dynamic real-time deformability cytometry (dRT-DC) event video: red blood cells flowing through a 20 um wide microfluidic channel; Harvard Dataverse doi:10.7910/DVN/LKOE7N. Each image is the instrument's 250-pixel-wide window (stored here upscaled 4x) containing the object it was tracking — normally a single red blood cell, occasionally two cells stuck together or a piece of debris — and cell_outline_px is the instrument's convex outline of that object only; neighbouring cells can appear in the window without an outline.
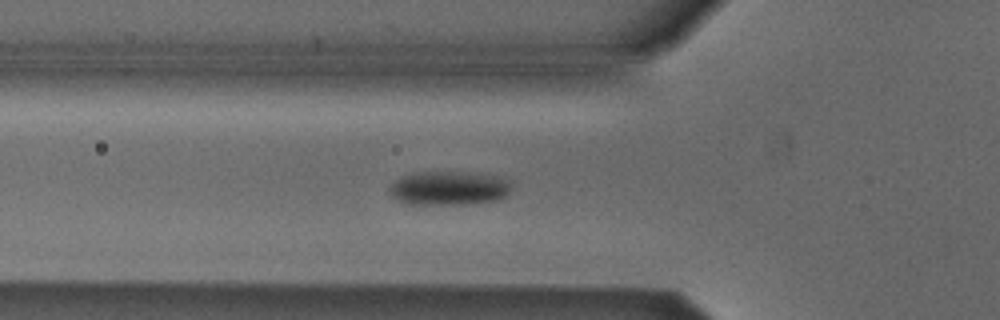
{"species": "Egyptian fruit bat (a non-hibernating species)", "species_latin": "Rousettus aegyptiacus", "temperature_condition": "cold", "stored_images_in_passage": 43, "segment_of_instrument_passage": [1, 2], "camera_frame_rate_fps": 3000, "um_per_image_px": 0.085, "animal": {"sex": "male"}, "frame": {"image": 1, "passage_image": 7, "time_ms": 2.0, "image_size_px": [1000, 320], "cell_outline_px": [[508, 196], [496, 200], [464, 204], [408, 204], [392, 196], [388, 192], [388, 188], [396, 180], [412, 172], [464, 172], [496, 176], [508, 180]], "centroid_in_image_um": [38.11, 15.99], "position_along_channel_um": 87.7, "area_um2": 23.87}}
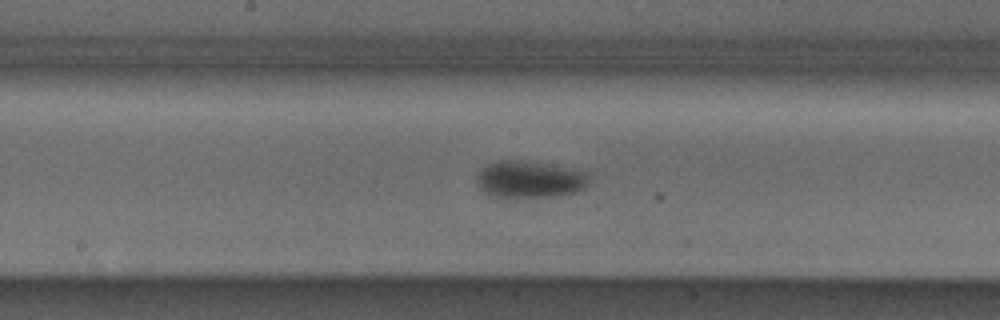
{"frame": {"image": 2, "passage_image": 16, "time_ms": 5.0, "image_size_px": [1000, 320], "cell_outline_px": [[588, 180], [584, 188], [576, 192], [556, 196], [496, 196], [484, 192], [476, 184], [476, 176], [480, 168], [488, 164], [500, 160], [512, 160], [540, 164], [588, 172]], "centroid_in_image_um": [44.96, 15.25], "position_along_channel_um": 203.2, "area_um2": 23.47}}
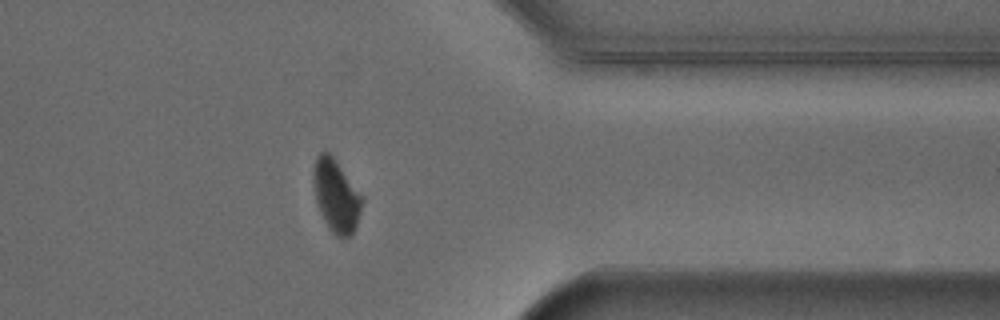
{"frame": {"image": 3, "passage_image": 31, "time_ms": 10.0, "image_size_px": [1000, 320], "cell_outline_px": [[364, 200], [356, 228], [352, 236], [344, 240], [336, 236], [332, 232], [324, 220], [320, 212], [316, 200], [312, 180], [312, 172], [316, 156], [320, 152], [328, 152], [332, 156], [364, 196]], "centroid_in_image_um": [28.59, 16.68], "position_along_channel_um": 382.8, "area_um2": 20.98}}